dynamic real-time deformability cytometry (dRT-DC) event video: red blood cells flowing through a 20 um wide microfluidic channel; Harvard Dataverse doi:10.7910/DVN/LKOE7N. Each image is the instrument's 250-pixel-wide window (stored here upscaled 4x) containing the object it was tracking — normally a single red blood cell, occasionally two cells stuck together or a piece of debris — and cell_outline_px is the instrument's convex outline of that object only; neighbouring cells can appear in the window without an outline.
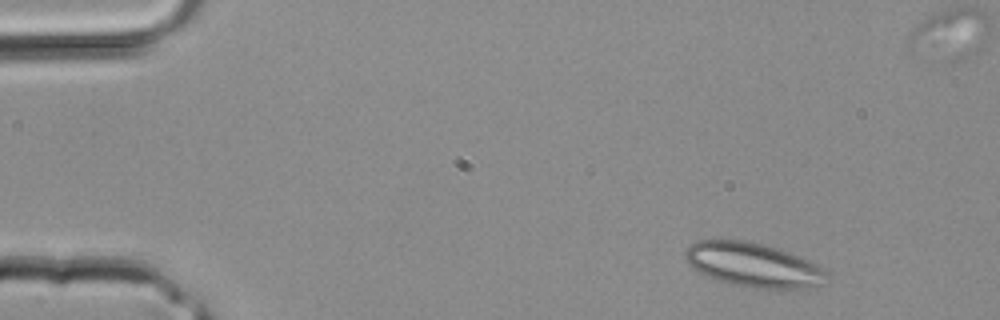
{"species": "common noctule bat (a hibernating species)", "species_latin": "Nyctalus noctula", "temperature_condition": "room temperature", "stored_images_in_passage": 3, "camera_frame_rate_fps": 3000, "um_per_image_px": 0.085, "animal": {"sex": "male", "body_mass_g": 20.4}, "frame": {"image": 1, "passage_image": 1, "time_ms": 0.0, "image_size_px": [1000, 320], "cell_outline_px": [[828, 272], [824, 284], [808, 288], [756, 288], [732, 284], [708, 276], [692, 268], [684, 256], [684, 252], [692, 244], [700, 240], [744, 240], [764, 244], [800, 256], [824, 268]], "centroid_in_image_um": [64.06, 22.51], "position_along_channel_um": 20.9, "area_um2": 36.18}}